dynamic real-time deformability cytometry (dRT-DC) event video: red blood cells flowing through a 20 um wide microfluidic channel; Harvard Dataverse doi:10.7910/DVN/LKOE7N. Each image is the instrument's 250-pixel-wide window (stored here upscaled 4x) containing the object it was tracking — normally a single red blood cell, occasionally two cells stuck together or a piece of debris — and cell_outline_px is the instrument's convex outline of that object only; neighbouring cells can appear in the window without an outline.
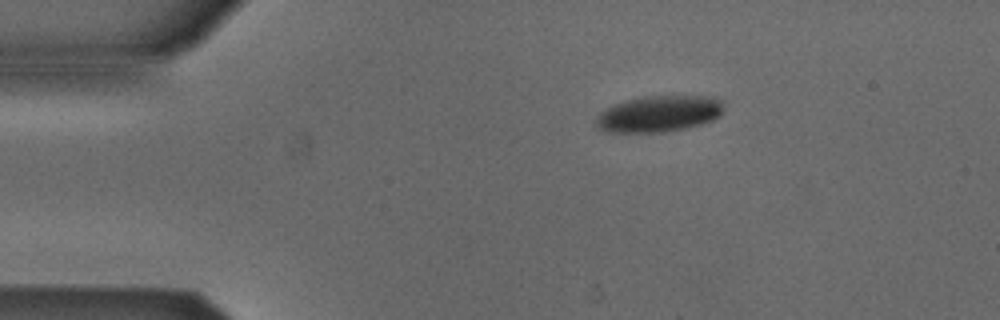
{"species": "Egyptian fruit bat (a non-hibernating species)", "species_latin": "Rousettus aegyptiacus", "temperature_condition": "cold", "stored_images_in_passage": 39, "camera_frame_rate_fps": 3000, "um_per_image_px": 0.085, "animal": {"sex": "male"}, "frame": {"image": 1, "passage_image": 1, "time_ms": 0.0, "image_size_px": [1000, 320], "cell_outline_px": [[724, 108], [720, 116], [712, 120], [700, 124], [684, 128], [660, 132], [604, 132], [596, 128], [596, 116], [600, 112], [612, 104], [624, 100], [644, 96], [716, 96], [724, 100]], "centroid_in_image_um": [56.01, 9.66], "position_along_channel_um": 29.0, "area_um2": 27.4}}
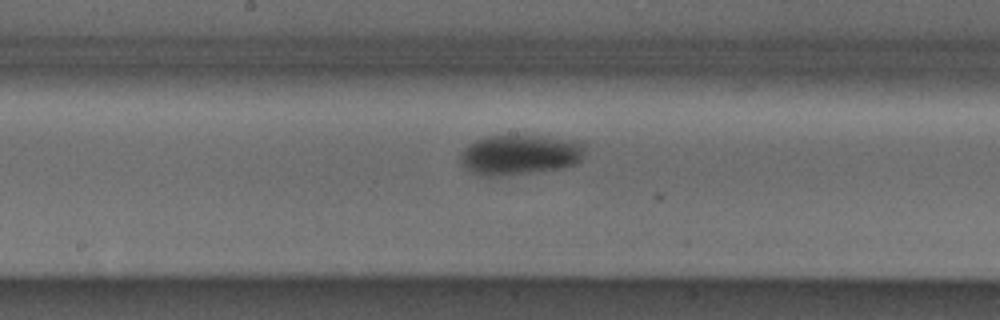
{"frame": {"image": 2, "passage_image": 19, "time_ms": 6.0, "image_size_px": [1000, 320], "cell_outline_px": [[588, 148], [584, 156], [576, 164], [564, 168], [536, 172], [500, 176], [484, 176], [472, 172], [460, 160], [460, 156], [464, 148], [476, 140], [488, 136], [508, 132], [516, 132], [584, 140]], "centroid_in_image_um": [44.32, 13.08], "position_along_channel_um": 203.9, "area_um2": 30.69}}
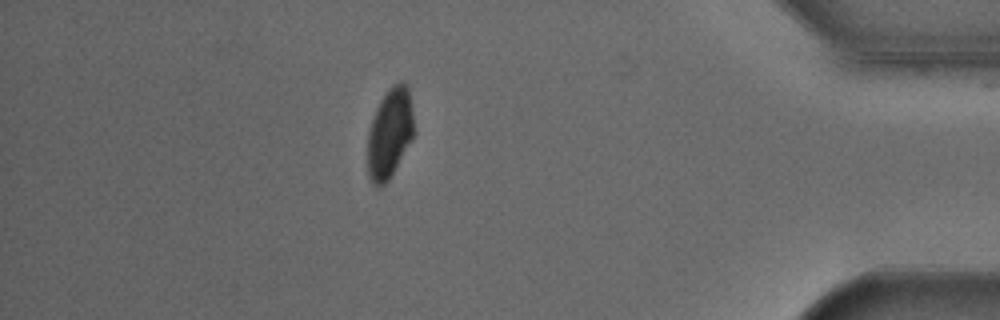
{"frame": {"image": 3, "passage_image": 38, "time_ms": 12.333, "image_size_px": [1000, 320], "cell_outline_px": [[416, 132], [388, 180], [380, 188], [372, 184], [368, 176], [368, 132], [376, 108], [380, 100], [388, 88], [392, 84], [400, 80], [408, 88], [412, 108]], "centroid_in_image_um": [33.14, 11.31], "position_along_channel_um": 402.1, "area_um2": 24.39}}